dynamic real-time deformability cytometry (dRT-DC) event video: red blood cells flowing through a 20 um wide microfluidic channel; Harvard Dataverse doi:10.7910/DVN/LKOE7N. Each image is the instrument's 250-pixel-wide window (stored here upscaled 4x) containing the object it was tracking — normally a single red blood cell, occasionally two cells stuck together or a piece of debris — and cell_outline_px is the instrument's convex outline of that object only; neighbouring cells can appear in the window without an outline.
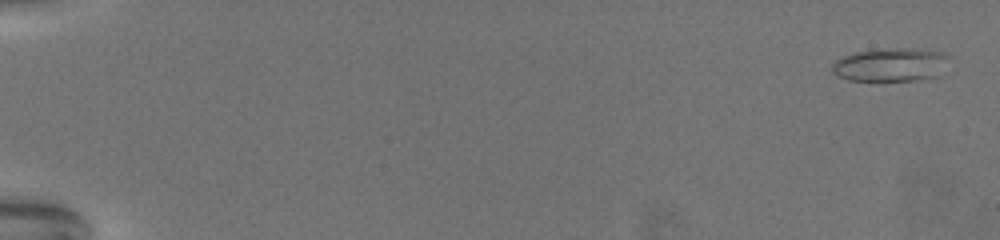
{"species": "common noctule bat (a hibernating species)", "species_latin": "Nyctalus noctula", "temperature_condition": "warm", "stored_images_in_passage": 72, "camera_frame_rate_fps": 3000, "um_per_image_px": 0.085, "animal": {"sex": "female", "body_mass_g": 19.5, "forearm_length_mm": 54.1}, "frame": {"image": 1, "passage_image": 3, "time_ms": 0.667, "image_size_px": [1000, 240], "cell_outline_px": [[948, 56], [940, 76], [916, 80], [848, 80], [836, 76], [832, 72], [832, 64], [836, 60], [852, 52], [896, 48], [916, 48], [944, 52]], "centroid_in_image_um": [75.7, 5.5], "position_along_channel_um": 9.3, "area_um2": 22.77}}
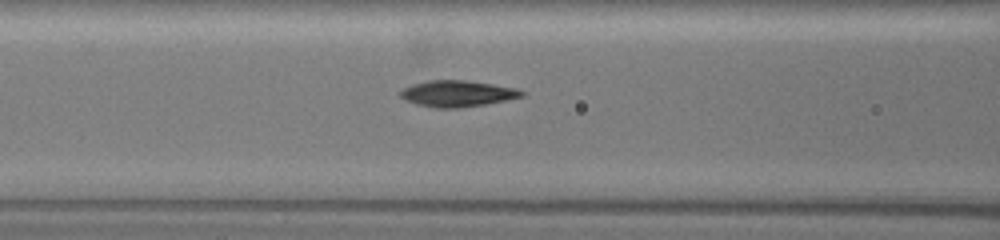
{"frame": {"image": 2, "passage_image": 34, "time_ms": 11.0, "image_size_px": [1000, 240], "cell_outline_px": [[524, 96], [484, 104], [460, 108], [436, 108], [416, 104], [404, 100], [400, 96], [400, 92], [404, 88], [412, 84], [428, 80], [464, 80], [492, 84], [516, 88], [524, 92]], "centroid_in_image_um": [38.84, 7.95], "position_along_channel_um": 127.8, "area_um2": 18.44}}
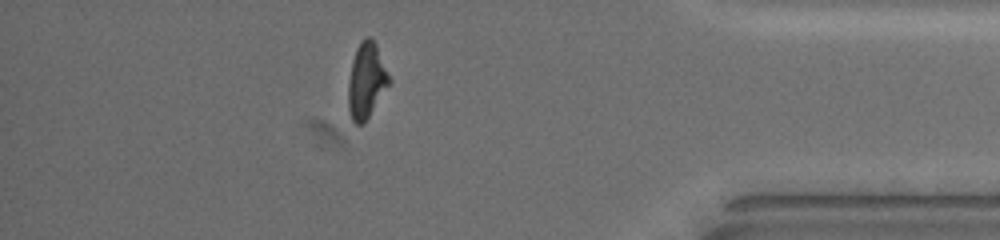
{"frame": {"image": 3, "passage_image": 64, "time_ms": 21.0, "image_size_px": [1000, 240], "cell_outline_px": [[392, 80], [364, 124], [356, 124], [352, 120], [348, 108], [348, 84], [352, 60], [356, 48], [360, 40], [368, 36], [372, 36], [376, 44]], "centroid_in_image_um": [31.15, 6.83], "position_along_channel_um": 404.1, "area_um2": 18.15}, "authors_computed_cell_mechanics": {"area_um2": 18.5249, "velocity_mm_per_s": 3.0534, "shape_relaxation_time_tau1_ms": 6.4442, "shape_relaxation_time_tau2_ms": 1.8463, "deformation_change_tau1": 0.2193, "deformation_change_tau2": 0.0773}}